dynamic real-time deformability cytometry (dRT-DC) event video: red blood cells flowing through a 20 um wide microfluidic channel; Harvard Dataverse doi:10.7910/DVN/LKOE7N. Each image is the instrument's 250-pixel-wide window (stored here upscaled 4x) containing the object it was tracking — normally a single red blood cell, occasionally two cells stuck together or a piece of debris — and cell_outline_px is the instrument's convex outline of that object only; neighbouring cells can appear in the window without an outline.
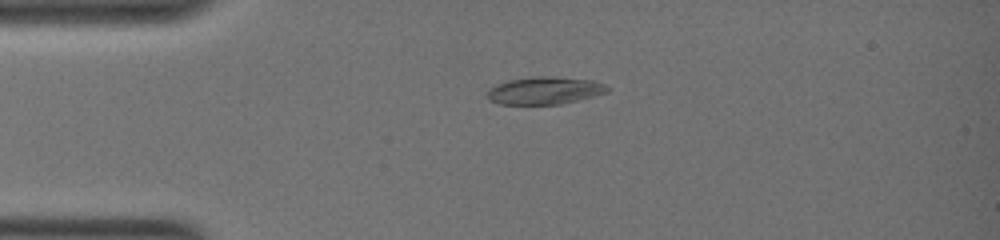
{"species": "common noctule bat (a hibernating species)", "species_latin": "Nyctalus noctula", "temperature_condition": "warm", "stored_images_in_passage": 4, "camera_frame_rate_fps": 3000, "um_per_image_px": 0.085, "animal": {"sex": "female", "body_mass_g": 19.0, "forearm_length_mm": 51.5}, "frame": {"image": 1, "passage_image": 1, "time_ms": 0.0, "image_size_px": [1000, 240], "cell_outline_px": [[608, 92], [560, 104], [500, 104], [488, 100], [484, 96], [484, 92], [508, 80], [536, 76], [552, 76], [592, 80], [604, 84], [608, 88]], "centroid_in_image_um": [46.25, 7.7], "position_along_channel_um": 38.8, "area_um2": 19.13}}